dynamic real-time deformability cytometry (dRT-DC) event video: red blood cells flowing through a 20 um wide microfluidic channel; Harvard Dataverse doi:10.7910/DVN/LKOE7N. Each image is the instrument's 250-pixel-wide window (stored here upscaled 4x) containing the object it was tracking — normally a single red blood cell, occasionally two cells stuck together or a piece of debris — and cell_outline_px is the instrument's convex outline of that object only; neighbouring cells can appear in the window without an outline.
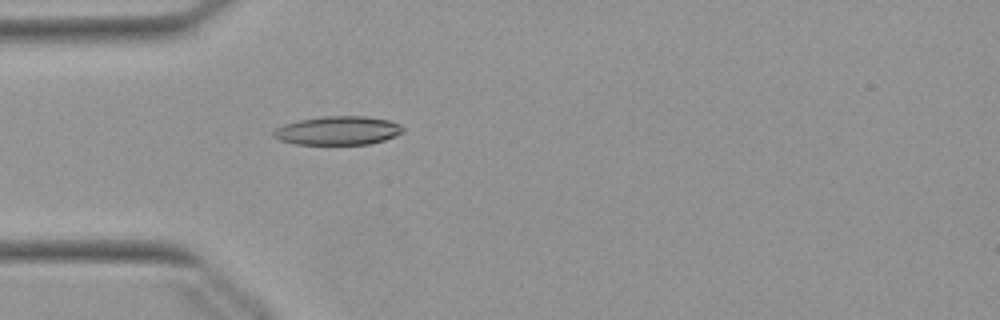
{"species": "Egyptian fruit bat (a non-hibernating species)", "species_latin": "Rousettus aegyptiacus", "temperature_condition": "warm", "stored_images_in_passage": 46, "camera_frame_rate_fps": 3000, "um_per_image_px": 0.085, "animal": {"sex": "female"}, "frame": {"image": 1, "passage_image": 9, "time_ms": 2.667, "image_size_px": [1000, 320], "cell_outline_px": [[404, 132], [396, 136], [384, 140], [368, 144], [296, 144], [280, 140], [272, 136], [272, 132], [276, 128], [284, 124], [300, 120], [324, 116], [364, 116], [388, 120], [400, 124], [404, 128]], "centroid_in_image_um": [28.73, 11.1], "position_along_channel_um": 56.3, "area_um2": 21.62}}
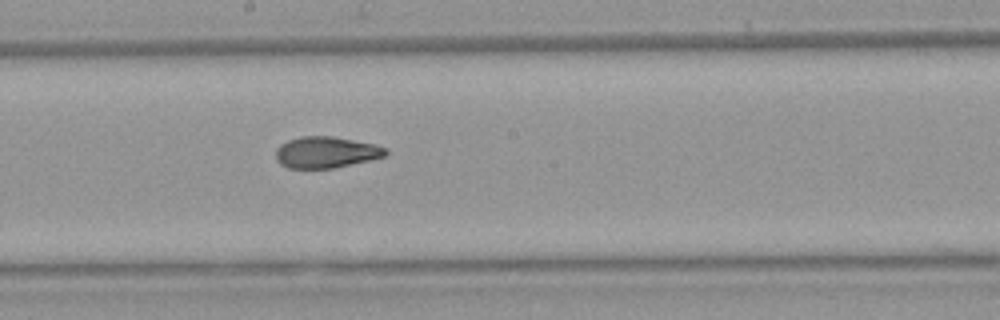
{"frame": {"image": 2, "passage_image": 22, "time_ms": 7.0, "image_size_px": [1000, 320], "cell_outline_px": [[388, 152], [384, 156], [368, 160], [332, 168], [288, 168], [280, 164], [276, 160], [276, 148], [280, 144], [288, 140], [300, 136], [332, 136], [376, 144], [388, 148]], "centroid_in_image_um": [27.69, 12.93], "position_along_channel_um": 220.5, "area_um2": 20.06}}
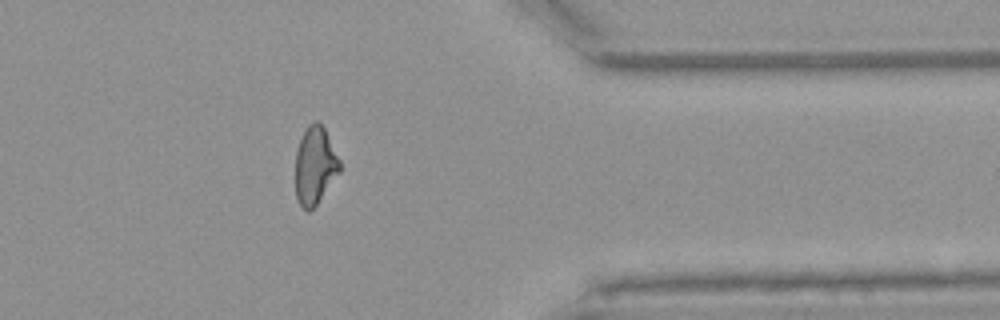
{"frame": {"image": 3, "passage_image": 36, "time_ms": 11.667, "image_size_px": [1000, 320], "cell_outline_px": [[340, 172], [316, 204], [308, 212], [300, 204], [296, 196], [296, 152], [300, 140], [308, 124], [316, 120], [324, 128], [340, 160]], "centroid_in_image_um": [26.77, 14.06], "position_along_channel_um": 384.6, "area_um2": 19.71}, "authors_computed_cell_mechanics": {"area_um2": 20.6635, "velocity_mm_per_s": 3.8798, "shape_relaxation_time_tau1_ms": 8.4886, "shape_relaxation_time_tau2_ms": 1.9386, "deformation_change_tau1": 0.2417, "deformation_change_tau2": 0.0813}}